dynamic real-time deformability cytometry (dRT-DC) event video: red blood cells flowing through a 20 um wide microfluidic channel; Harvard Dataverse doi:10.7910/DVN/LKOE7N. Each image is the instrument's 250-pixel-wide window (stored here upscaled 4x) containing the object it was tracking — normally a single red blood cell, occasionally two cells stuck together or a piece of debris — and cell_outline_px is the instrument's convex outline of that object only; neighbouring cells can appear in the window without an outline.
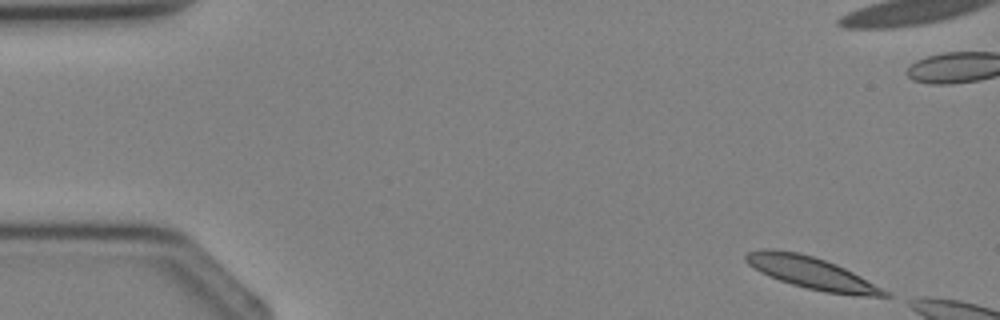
{"species": "Egyptian fruit bat (a non-hibernating species)", "species_latin": "Rousettus aegyptiacus", "temperature_condition": "cold", "stored_images_in_passage": 4, "camera_frame_rate_fps": 3000, "um_per_image_px": 0.085, "animal": {"sex": "female"}, "frame": {"image": 1, "passage_image": 1, "time_ms": 0.0, "image_size_px": [1000, 320], "cell_outline_px": [[892, 296], [860, 296], [824, 292], [792, 284], [768, 276], [760, 272], [748, 264], [744, 260], [744, 256], [748, 252], [764, 248], [768, 248], [800, 252], [836, 264], [860, 276], [888, 292]], "centroid_in_image_um": [68.93, 23.18], "position_along_channel_um": 16.1, "area_um2": 25.61}}